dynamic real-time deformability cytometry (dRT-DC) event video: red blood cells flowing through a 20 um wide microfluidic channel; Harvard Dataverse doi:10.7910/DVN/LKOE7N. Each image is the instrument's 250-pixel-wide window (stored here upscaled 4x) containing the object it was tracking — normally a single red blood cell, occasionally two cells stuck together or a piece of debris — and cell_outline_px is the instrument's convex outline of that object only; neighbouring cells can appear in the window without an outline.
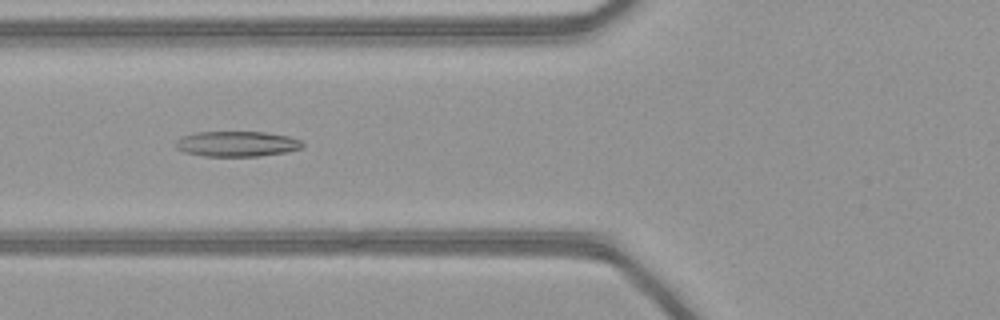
{"species": "common noctule bat (a hibernating species)", "species_latin": "Nyctalus noctula", "temperature_condition": "warm", "stored_images_in_passage": 41, "camera_frame_rate_fps": 3000, "um_per_image_px": 0.085, "animal": {"sex": "female", "body_mass_g": 21.9}, "frame": {"image": 1, "passage_image": 11, "time_ms": 3.333, "image_size_px": [1000, 320], "cell_outline_px": [[304, 144], [300, 148], [284, 152], [260, 156], [204, 156], [184, 152], [176, 148], [176, 140], [180, 136], [196, 132], [264, 132], [288, 136], [300, 140]], "centroid_in_image_um": [20.09, 12.22], "position_along_channel_um": 105.7, "area_um2": 18.67}}
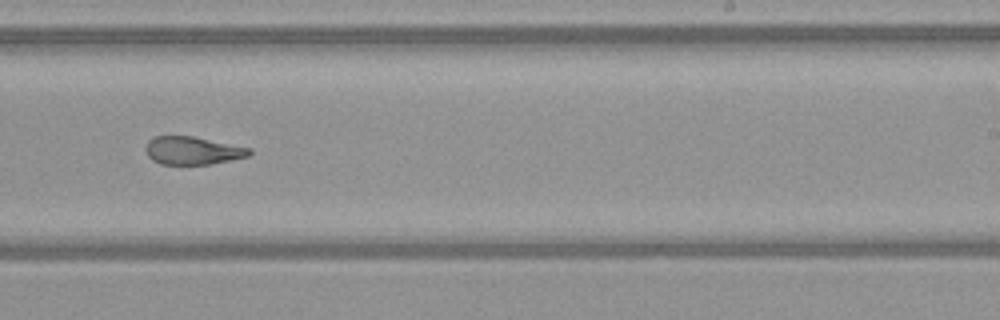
{"frame": {"image": 2, "passage_image": 23, "time_ms": 7.333, "image_size_px": [1000, 320], "cell_outline_px": [[252, 152], [248, 156], [208, 164], [160, 164], [152, 160], [148, 156], [144, 148], [148, 140], [156, 136], [192, 136], [252, 148]], "centroid_in_image_um": [16.34, 12.79], "position_along_channel_um": 272.7, "area_um2": 16.82}}
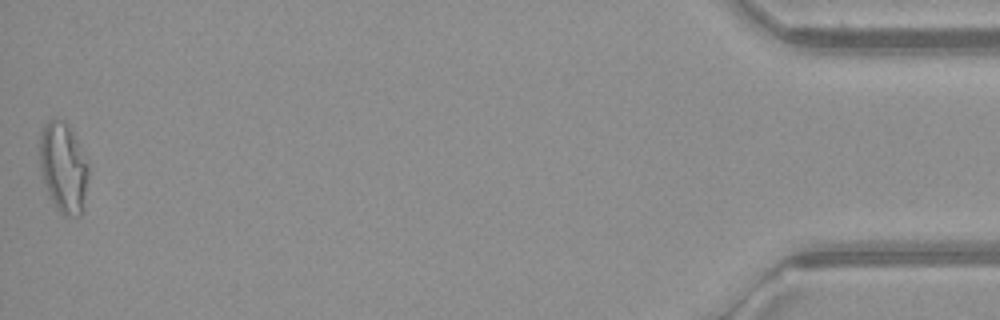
{"frame": {"image": 3, "passage_image": 41, "time_ms": 13.333, "image_size_px": [1000, 320], "cell_outline_px": [[88, 176], [80, 216], [64, 216], [56, 208], [48, 192], [40, 172], [40, 132], [44, 124], [48, 120], [56, 116], [64, 120], [72, 128], [88, 160]], "centroid_in_image_um": [5.38, 14.15], "position_along_channel_um": 429.8, "area_um2": 25.95}, "authors_computed_cell_mechanics": {"area_um2": 19.363, "velocity_mm_per_s": 4.1548, "shape_relaxation_time_tau1_ms": null, "shape_relaxation_time_tau2_ms": 2.2519, "deformation_change_tau1": null, "deformation_change_tau2": 0.1133}}